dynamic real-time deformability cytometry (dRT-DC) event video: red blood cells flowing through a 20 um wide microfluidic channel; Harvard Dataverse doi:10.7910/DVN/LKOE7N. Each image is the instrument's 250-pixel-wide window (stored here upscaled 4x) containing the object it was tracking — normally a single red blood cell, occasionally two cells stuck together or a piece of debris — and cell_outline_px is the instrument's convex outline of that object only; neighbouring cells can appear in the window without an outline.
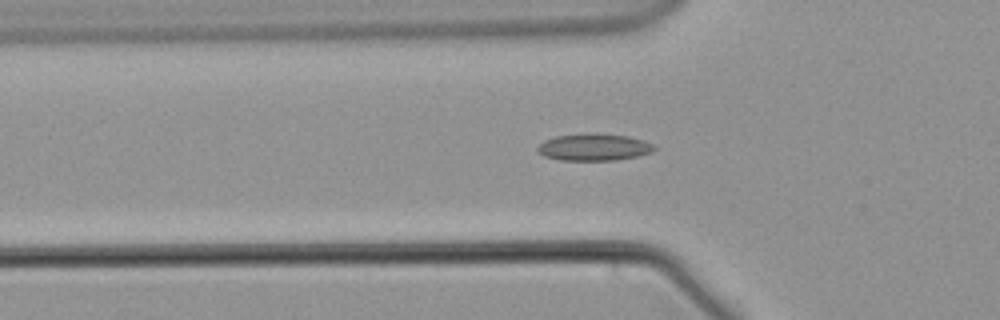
{"species": "common noctule bat (a hibernating species)", "species_latin": "Nyctalus noctula", "temperature_condition": "warm", "stored_images_in_passage": 48, "camera_frame_rate_fps": 3000, "um_per_image_px": 0.085, "animal": {"sex": "male", "body_mass_g": 21.5, "forearm_length_mm": 52.0}, "frame": {"image": 1, "passage_image": 16, "time_ms": 5.0, "image_size_px": [1000, 320], "cell_outline_px": [[656, 148], [652, 152], [636, 156], [616, 160], [560, 160], [544, 156], [536, 152], [536, 148], [544, 140], [556, 136], [584, 132], [596, 132], [628, 136], [652, 144]], "centroid_in_image_um": [50.42, 12.49], "position_along_channel_um": 75.4, "area_um2": 18.55}}
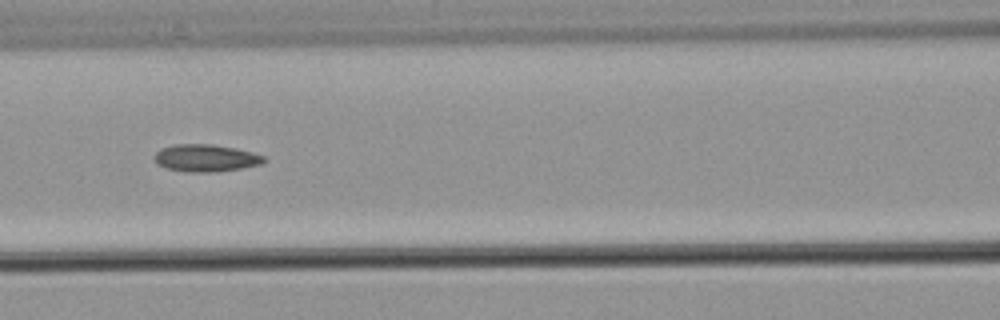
{"frame": {"image": 2, "passage_image": 22, "time_ms": 7.0, "image_size_px": [1000, 320], "cell_outline_px": [[268, 160], [260, 164], [240, 168], [216, 172], [188, 172], [168, 168], [156, 164], [156, 152], [160, 148], [176, 144], [212, 144], [236, 148], [252, 152], [264, 156]], "centroid_in_image_um": [17.51, 13.43], "position_along_channel_um": 149.1, "area_um2": 17.34}}
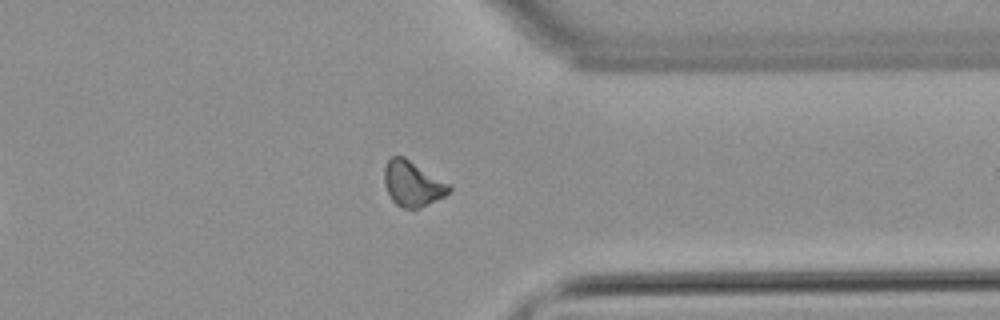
{"frame": {"image": 3, "passage_image": 41, "time_ms": 13.333, "image_size_px": [1000, 320], "cell_outline_px": [[452, 188], [444, 196], [420, 208], [404, 208], [396, 204], [392, 200], [384, 184], [384, 168], [388, 160], [392, 156], [404, 156], [448, 184]], "centroid_in_image_um": [35.03, 15.61], "position_along_channel_um": 376.4, "area_um2": 16.76}}